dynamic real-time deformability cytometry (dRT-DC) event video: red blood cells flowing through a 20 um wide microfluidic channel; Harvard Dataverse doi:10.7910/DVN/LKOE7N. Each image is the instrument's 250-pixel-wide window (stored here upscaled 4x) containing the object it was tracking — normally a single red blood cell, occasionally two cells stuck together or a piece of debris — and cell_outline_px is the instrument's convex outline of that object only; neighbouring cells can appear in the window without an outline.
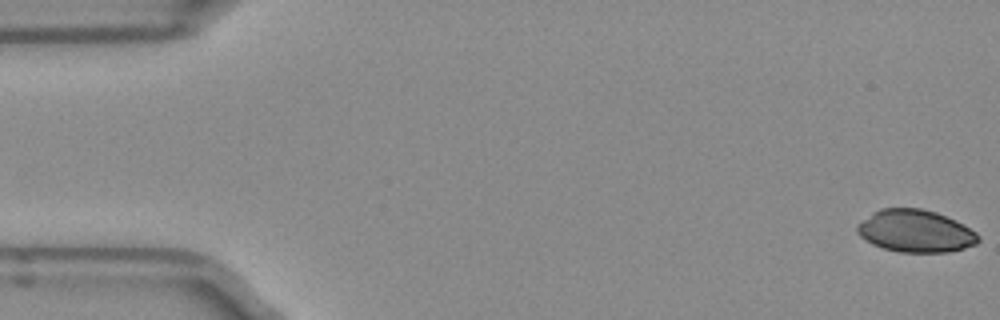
{"species": "Egyptian fruit bat (a non-hibernating species)", "species_latin": "Rousettus aegyptiacus", "temperature_condition": "room temperature", "stored_images_in_passage": 5, "camera_frame_rate_fps": 3000, "um_per_image_px": 0.085, "frame": {"image": 1, "passage_image": 1, "time_ms": 0.0, "image_size_px": [1000, 320], "cell_outline_px": [[980, 240], [976, 244], [964, 248], [948, 252], [900, 252], [884, 248], [872, 244], [860, 236], [856, 232], [856, 228], [872, 212], [880, 208], [920, 208], [936, 212], [956, 220], [976, 232], [980, 236]], "centroid_in_image_um": [77.84, 19.64], "position_along_channel_um": 7.2, "area_um2": 29.82}}
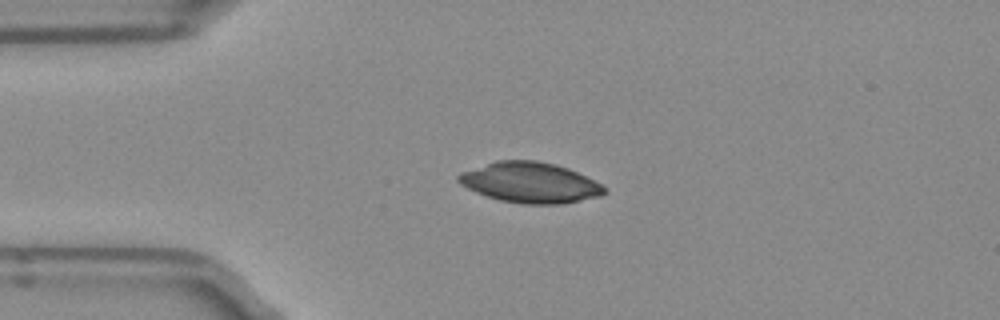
{"frame": {"image": 2, "passage_image": 4, "time_ms": 1.0, "image_size_px": [1000, 320], "cell_outline_px": [[608, 192], [600, 196], [564, 204], [524, 204], [500, 200], [476, 192], [460, 184], [456, 180], [456, 176], [460, 172], [496, 160], [536, 160], [556, 164], [568, 168], [608, 188]], "centroid_in_image_um": [45.05, 15.52], "position_along_channel_um": 40.0, "area_um2": 34.51}}